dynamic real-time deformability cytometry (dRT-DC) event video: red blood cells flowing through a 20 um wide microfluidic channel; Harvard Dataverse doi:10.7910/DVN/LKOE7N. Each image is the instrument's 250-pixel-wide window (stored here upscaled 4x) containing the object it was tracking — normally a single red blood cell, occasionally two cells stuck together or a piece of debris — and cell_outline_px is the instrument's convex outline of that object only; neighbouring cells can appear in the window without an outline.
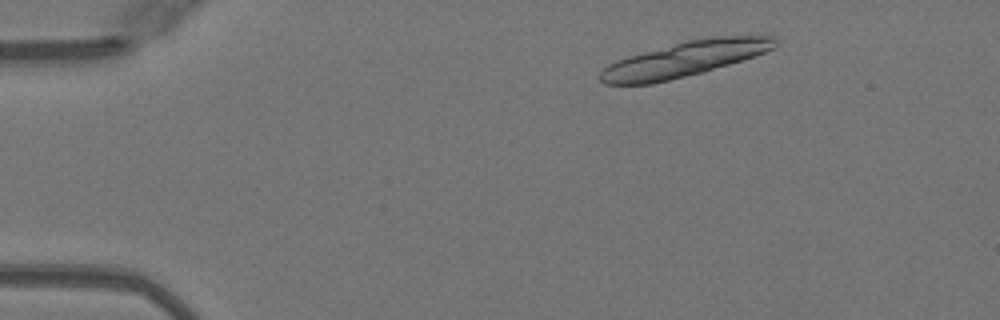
{"species": "Egyptian fruit bat (a non-hibernating species)", "species_latin": "Rousettus aegyptiacus", "temperature_condition": "warm", "stored_images_in_passage": 15, "camera_frame_rate_fps": 3000, "um_per_image_px": 0.085, "animal": {"sex": "female"}, "frame": {"image": 1, "passage_image": 5, "time_ms": 1.333, "image_size_px": [1000, 320], "cell_outline_px": [[780, 40], [776, 48], [704, 72], [652, 84], [604, 84], [600, 80], [600, 72], [608, 64], [616, 60], [628, 56], [688, 40], [716, 36], [772, 36]], "centroid_in_image_um": [58.19, 5.02], "position_along_channel_um": 26.8, "area_um2": 35.49}}